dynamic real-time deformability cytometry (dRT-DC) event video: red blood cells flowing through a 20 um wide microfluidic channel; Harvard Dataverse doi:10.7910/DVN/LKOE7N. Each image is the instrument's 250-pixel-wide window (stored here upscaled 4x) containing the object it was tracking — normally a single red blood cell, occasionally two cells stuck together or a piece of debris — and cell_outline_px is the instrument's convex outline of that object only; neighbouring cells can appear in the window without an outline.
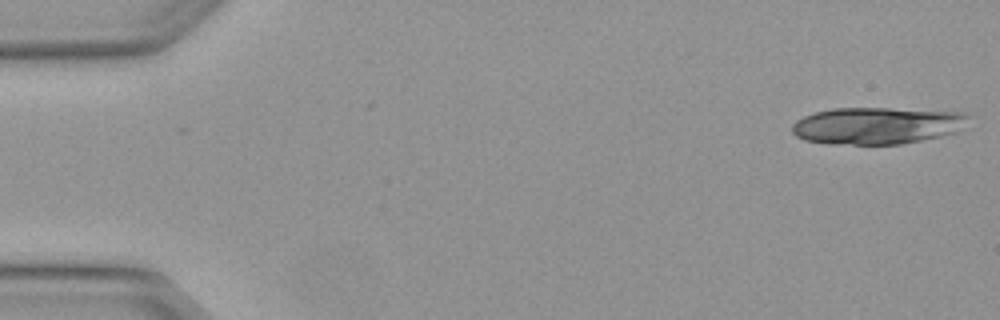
{"species": "Egyptian fruit bat (a non-hibernating species)", "species_latin": "Rousettus aegyptiacus", "temperature_condition": "warm", "stored_images_in_passage": 6, "camera_frame_rate_fps": 3000, "um_per_image_px": 0.085, "animal": {"sex": "female"}, "frame": {"image": 1, "passage_image": 1, "time_ms": 0.0, "image_size_px": [1000, 320], "cell_outline_px": [[972, 116], [956, 132], [940, 136], [900, 144], [832, 144], [804, 140], [796, 136], [792, 132], [792, 124], [796, 120], [804, 116], [816, 112], [832, 108], [888, 108], [964, 112]], "centroid_in_image_um": [74.53, 10.67], "position_along_channel_um": 10.5, "area_um2": 37.97}}
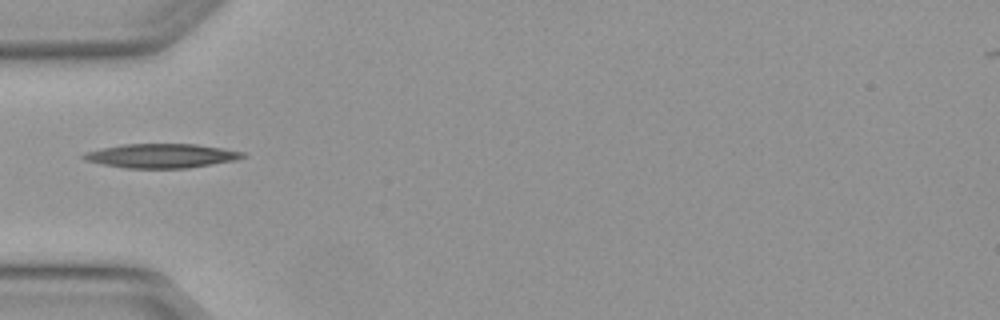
{"frame": {"image": 2, "passage_image": 5, "time_ms": 1.333, "image_size_px": [1000, 320], "cell_outline_px": [[248, 156], [236, 160], [188, 168], [128, 168], [104, 164], [84, 160], [80, 156], [88, 152], [104, 148], [124, 144], [196, 144], [224, 148], [244, 152]], "centroid_in_image_um": [13.79, 13.24], "position_along_channel_um": 71.2, "area_um2": 22.25}}
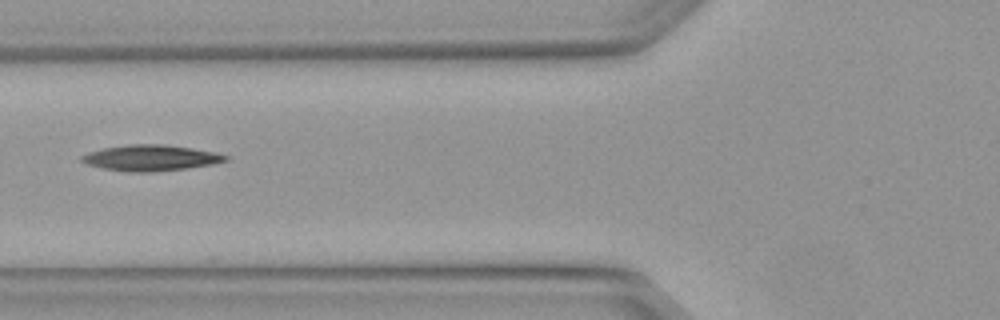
{"frame": {"image": 3, "passage_image": 6, "time_ms": 1.667, "image_size_px": [1000, 320], "cell_outline_px": [[228, 160], [212, 164], [188, 168], [152, 172], [128, 172], [104, 168], [84, 164], [80, 160], [80, 156], [88, 152], [104, 148], [128, 144], [164, 144], [192, 148], [216, 152], [228, 156]], "centroid_in_image_um": [12.79, 13.42], "position_along_channel_um": 113.0, "area_um2": 21.79}}